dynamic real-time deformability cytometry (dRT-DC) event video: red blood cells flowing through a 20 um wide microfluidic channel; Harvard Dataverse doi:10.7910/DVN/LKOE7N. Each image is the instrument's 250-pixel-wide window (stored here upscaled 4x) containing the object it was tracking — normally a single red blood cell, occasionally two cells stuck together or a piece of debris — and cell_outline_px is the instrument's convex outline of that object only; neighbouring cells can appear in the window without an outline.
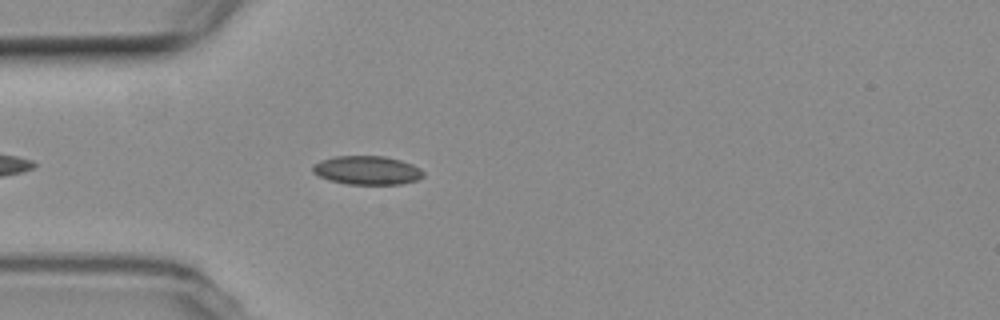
{"species": "common noctule bat (a hibernating species)", "species_latin": "Nyctalus noctula", "temperature_condition": "room temperature", "stored_images_in_passage": 4, "camera_frame_rate_fps": 3000, "um_per_image_px": 0.085, "animal": {"sex": "female", "body_mass_g": 19.3, "forearm_length_mm": 54.1}, "frame": {"image": 1, "passage_image": 4, "time_ms": 3.333, "image_size_px": [1000, 320], "cell_outline_px": [[424, 176], [416, 180], [400, 184], [348, 184], [328, 180], [312, 172], [312, 164], [320, 160], [336, 156], [384, 156], [400, 160], [412, 164], [420, 168], [424, 172]], "centroid_in_image_um": [31.18, 14.47], "position_along_channel_um": 53.8, "area_um2": 18.55}}